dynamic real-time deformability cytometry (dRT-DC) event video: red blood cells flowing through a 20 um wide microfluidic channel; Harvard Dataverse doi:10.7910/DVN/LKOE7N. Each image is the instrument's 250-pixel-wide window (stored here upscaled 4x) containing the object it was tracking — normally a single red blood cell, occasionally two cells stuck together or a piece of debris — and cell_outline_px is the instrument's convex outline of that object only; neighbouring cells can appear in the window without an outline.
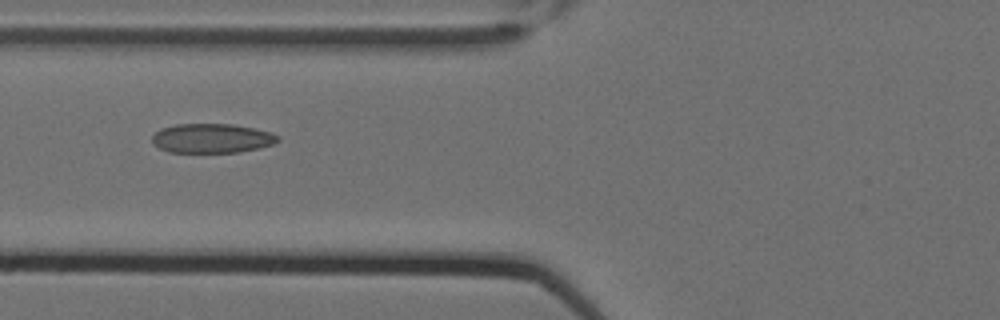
{"species": "Egyptian fruit bat (a non-hibernating species)", "species_latin": "Rousettus aegyptiacus", "temperature_condition": "cold", "stored_images_in_passage": 5, "camera_frame_rate_fps": 3000, "um_per_image_px": 0.085, "animal": {"sex": "female"}, "frame": {"image": 1, "passage_image": 4, "time_ms": 1.0, "image_size_px": [1000, 320], "cell_outline_px": [[280, 140], [272, 144], [260, 148], [240, 152], [168, 152], [152, 144], [152, 136], [160, 128], [176, 124], [232, 124], [272, 132], [280, 136]], "centroid_in_image_um": [18.01, 11.75], "position_along_channel_um": 107.8, "area_um2": 21.62}}
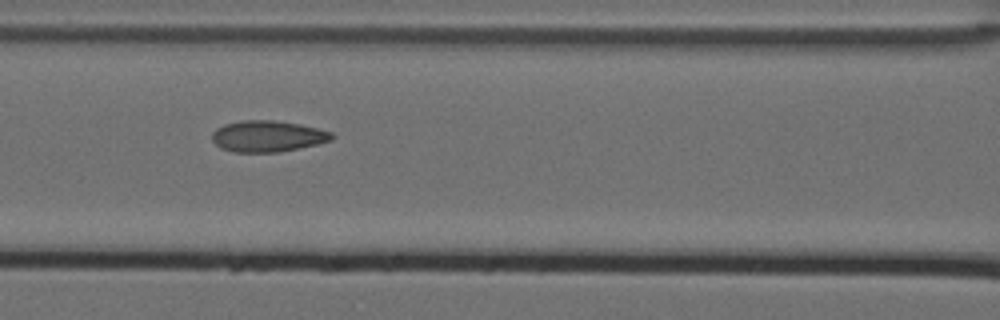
{"frame": {"image": 2, "passage_image": 5, "time_ms": 1.333, "image_size_px": [1000, 320], "cell_outline_px": [[336, 136], [332, 140], [316, 144], [280, 152], [232, 152], [220, 148], [212, 140], [212, 132], [216, 128], [224, 124], [240, 120], [272, 120], [300, 124], [332, 132]], "centroid_in_image_um": [22.73, 11.58], "position_along_channel_um": 143.9, "area_um2": 21.91}}